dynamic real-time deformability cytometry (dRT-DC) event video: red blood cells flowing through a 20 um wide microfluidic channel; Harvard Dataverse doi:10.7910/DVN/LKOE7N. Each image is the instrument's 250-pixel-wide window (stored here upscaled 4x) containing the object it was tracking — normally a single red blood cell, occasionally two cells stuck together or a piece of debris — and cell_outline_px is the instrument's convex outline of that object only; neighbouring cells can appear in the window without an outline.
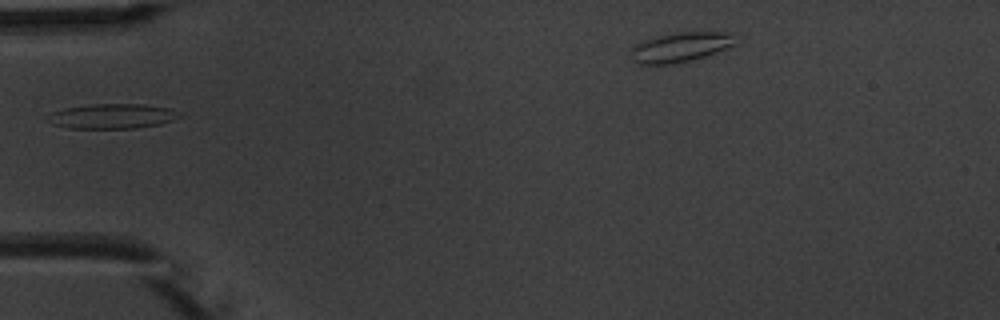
{"species": "common noctule bat (a hibernating species)", "species_latin": "Nyctalus noctula", "temperature_condition": "warm", "stored_images_in_passage": 4, "camera_frame_rate_fps": 3000, "um_per_image_px": 0.085, "animal": {"sex": "male", "body_mass_g": 20.1, "forearm_length_mm": 53.5}, "frame": {"image": 1, "passage_image": 3, "time_ms": 2.333, "image_size_px": [1000, 320], "cell_outline_px": [[184, 116], [160, 124], [136, 128], [68, 128], [52, 124], [44, 116], [52, 112], [64, 108], [92, 104], [144, 104], [168, 108], [180, 112]], "centroid_in_image_um": [9.53, 9.87], "position_along_channel_um": 75.5, "area_um2": 19.19}}